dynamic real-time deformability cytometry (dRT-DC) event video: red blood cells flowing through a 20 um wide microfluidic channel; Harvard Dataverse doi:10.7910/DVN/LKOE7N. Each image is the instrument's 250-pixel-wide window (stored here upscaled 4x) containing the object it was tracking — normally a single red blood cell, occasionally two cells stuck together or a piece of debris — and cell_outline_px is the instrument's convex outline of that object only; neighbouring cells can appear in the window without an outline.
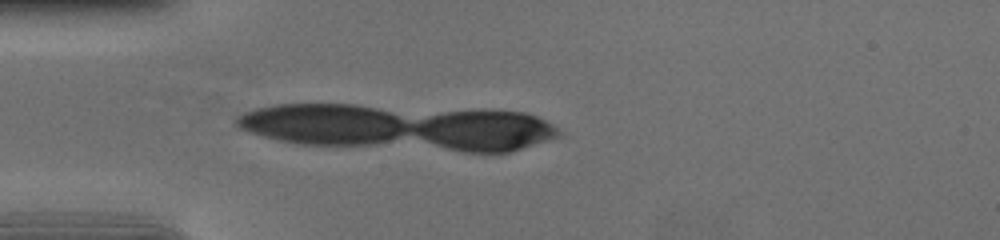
{"species": "human", "species_latin": "Homo sapiens", "temperature_condition": "cold", "stored_images_in_passage": 15, "segment_of_instrument_passage": [2, 2], "camera_frame_rate_fps": 3000, "um_per_image_px": 0.085, "donor": {"sex": "female"}, "frame": {"image": 1, "passage_image": 15, "time_ms": 4.667, "image_size_px": [1000, 240], "cell_outline_px": [[540, 128], [520, 144], [508, 148], [472, 148], [456, 144], [444, 140], [424, 132], [416, 128], [432, 120], [448, 116], [476, 112], [496, 112], [524, 116], [536, 120], [540, 124]], "centroid_in_image_um": [41.03, 11.01], "position_along_channel_um": 44.0, "area_um2": 23.12}}